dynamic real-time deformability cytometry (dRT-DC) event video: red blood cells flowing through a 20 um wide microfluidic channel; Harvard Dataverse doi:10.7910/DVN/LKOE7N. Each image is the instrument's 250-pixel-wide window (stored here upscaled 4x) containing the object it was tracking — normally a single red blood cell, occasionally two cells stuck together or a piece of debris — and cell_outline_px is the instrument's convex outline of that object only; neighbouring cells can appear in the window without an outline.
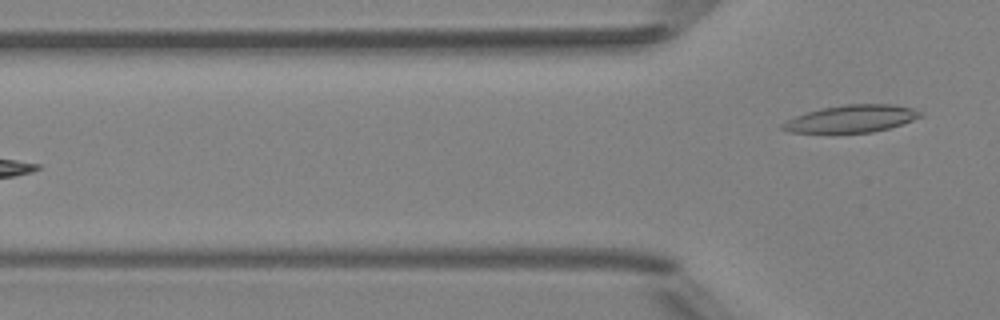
{"species": "Egyptian fruit bat (a non-hibernating species)", "species_latin": "Rousettus aegyptiacus", "temperature_condition": "room temperature", "stored_images_in_passage": 4, "camera_frame_rate_fps": 3000, "um_per_image_px": 0.085, "animal": {"sex": "female"}, "frame": {"image": 1, "passage_image": 4, "time_ms": 3.333, "image_size_px": [1000, 320], "cell_outline_px": [[924, 116], [888, 128], [872, 132], [792, 132], [780, 128], [780, 124], [796, 116], [820, 108], [844, 104], [892, 104], [912, 108], [924, 112]], "centroid_in_image_um": [72.41, 10.07], "position_along_channel_um": 53.4, "area_um2": 21.73}}